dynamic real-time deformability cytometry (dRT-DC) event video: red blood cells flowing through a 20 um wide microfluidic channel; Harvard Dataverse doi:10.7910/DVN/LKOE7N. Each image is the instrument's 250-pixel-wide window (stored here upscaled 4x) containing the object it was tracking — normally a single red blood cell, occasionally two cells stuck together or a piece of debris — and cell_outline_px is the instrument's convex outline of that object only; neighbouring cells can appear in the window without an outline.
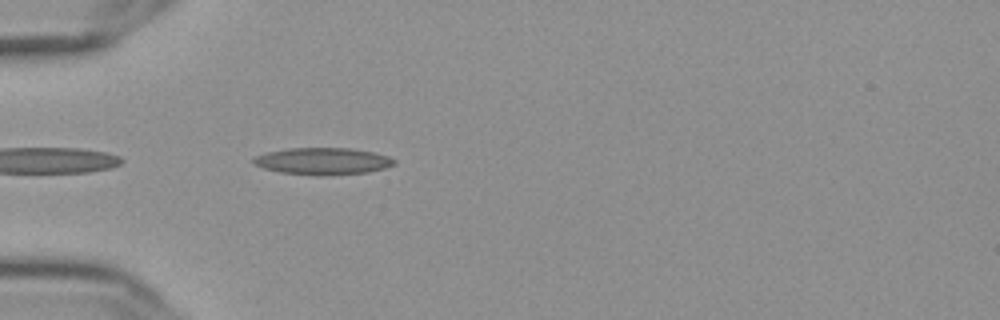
{"species": "Egyptian fruit bat (a non-hibernating species)", "species_latin": "Rousettus aegyptiacus", "temperature_condition": "cold", "stored_images_in_passage": 41, "camera_frame_rate_fps": 3000, "um_per_image_px": 0.085, "frame": {"image": 1, "passage_image": 2, "time_ms": 0.333, "image_size_px": [1000, 320], "cell_outline_px": [[396, 164], [384, 168], [368, 172], [320, 176], [280, 172], [264, 168], [256, 164], [252, 160], [256, 156], [268, 152], [288, 148], [348, 148], [372, 152], [388, 156], [396, 160]], "centroid_in_image_um": [27.46, 13.7], "position_along_channel_um": 57.5, "area_um2": 21.91}}
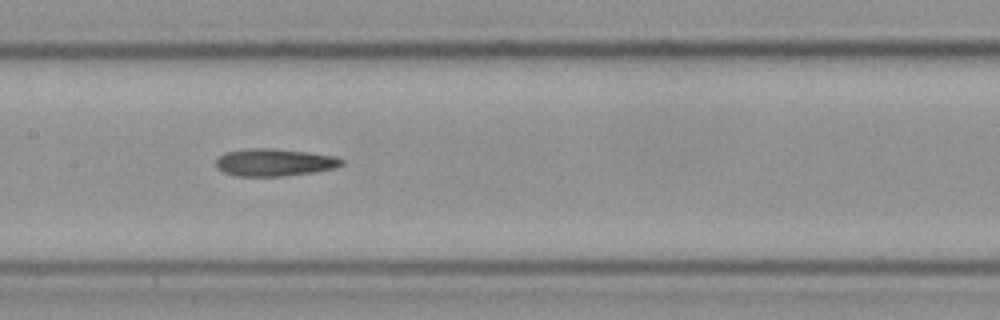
{"frame": {"image": 2, "passage_image": 13, "time_ms": 4.0, "image_size_px": [1000, 320], "cell_outline_px": [[344, 164], [332, 168], [312, 172], [284, 176], [236, 176], [224, 172], [216, 168], [216, 156], [224, 152], [244, 148], [272, 148], [308, 152], [336, 156], [344, 160]], "centroid_in_image_um": [23.26, 13.79], "position_along_channel_um": 184.1, "area_um2": 20.29}}
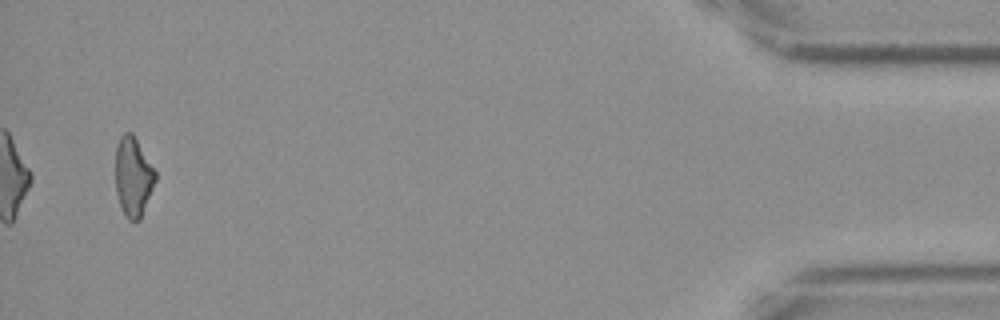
{"frame": {"image": 3, "passage_image": 39, "time_ms": 12.667, "image_size_px": [1000, 320], "cell_outline_px": [[156, 180], [140, 220], [128, 220], [124, 216], [120, 208], [116, 192], [116, 144], [120, 136], [124, 132], [132, 132], [156, 172]], "centroid_in_image_um": [11.3, 15.03], "position_along_channel_um": 423.9, "area_um2": 18.5}}